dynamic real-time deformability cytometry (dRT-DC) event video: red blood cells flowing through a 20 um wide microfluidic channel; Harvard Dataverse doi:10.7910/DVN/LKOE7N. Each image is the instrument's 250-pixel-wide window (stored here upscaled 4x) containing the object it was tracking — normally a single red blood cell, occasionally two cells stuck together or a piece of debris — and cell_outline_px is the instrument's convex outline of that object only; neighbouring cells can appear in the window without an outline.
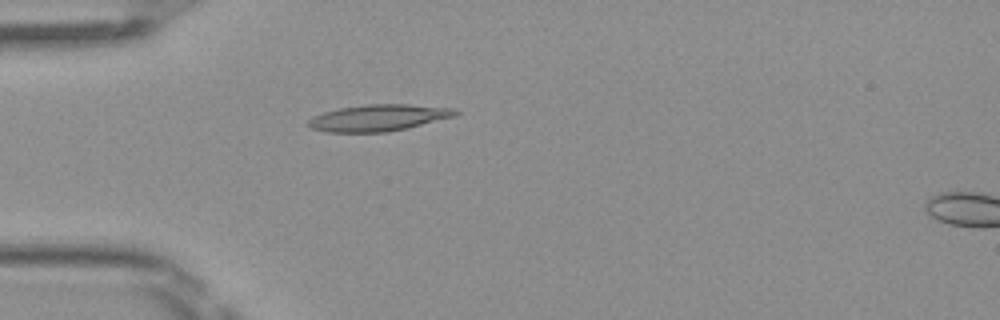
{"species": "Egyptian fruit bat (a non-hibernating species)", "species_latin": "Rousettus aegyptiacus", "temperature_condition": "room temperature", "stored_images_in_passage": 5, "segment_of_instrument_passage": [1, 2], "camera_frame_rate_fps": 3000, "um_per_image_px": 0.085, "frame": {"image": 1, "passage_image": 4, "time_ms": 1.0, "image_size_px": [1000, 320], "cell_outline_px": [[460, 112], [456, 116], [408, 128], [388, 132], [328, 132], [312, 128], [304, 124], [312, 116], [324, 112], [340, 108], [368, 104], [408, 104], [456, 108]], "centroid_in_image_um": [32.19, 10.01], "position_along_channel_um": 52.8, "area_um2": 22.95}}